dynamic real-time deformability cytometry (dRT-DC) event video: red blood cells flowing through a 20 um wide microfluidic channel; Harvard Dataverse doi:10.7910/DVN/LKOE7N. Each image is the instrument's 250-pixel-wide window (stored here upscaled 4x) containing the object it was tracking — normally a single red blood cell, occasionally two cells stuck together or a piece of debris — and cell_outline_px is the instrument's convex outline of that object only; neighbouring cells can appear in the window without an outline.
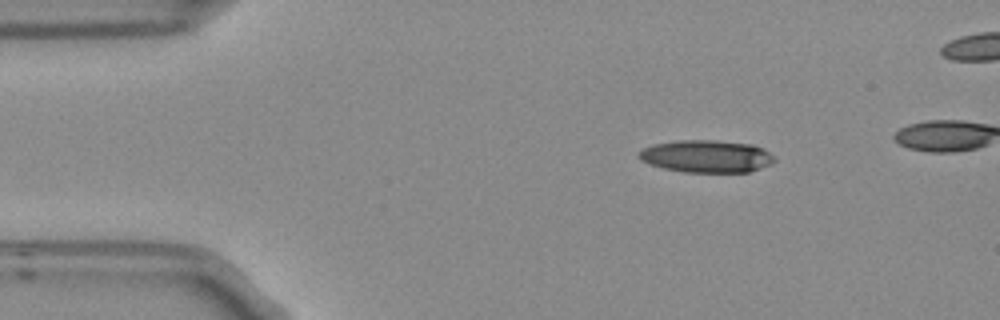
{"species": "Egyptian fruit bat (a non-hibernating species)", "species_latin": "Rousettus aegyptiacus", "temperature_condition": "room temperature", "stored_images_in_passage": 4, "camera_frame_rate_fps": 3000, "um_per_image_px": 0.085, "frame": {"image": 1, "passage_image": 1, "time_ms": 0.0, "image_size_px": [1000, 320], "cell_outline_px": [[776, 160], [772, 164], [748, 172], [684, 172], [664, 168], [648, 164], [640, 160], [636, 156], [636, 152], [652, 144], [680, 140], [716, 140], [752, 144], [764, 148], [776, 156]], "centroid_in_image_um": [60.05, 13.28], "position_along_channel_um": 24.9, "area_um2": 26.01}}